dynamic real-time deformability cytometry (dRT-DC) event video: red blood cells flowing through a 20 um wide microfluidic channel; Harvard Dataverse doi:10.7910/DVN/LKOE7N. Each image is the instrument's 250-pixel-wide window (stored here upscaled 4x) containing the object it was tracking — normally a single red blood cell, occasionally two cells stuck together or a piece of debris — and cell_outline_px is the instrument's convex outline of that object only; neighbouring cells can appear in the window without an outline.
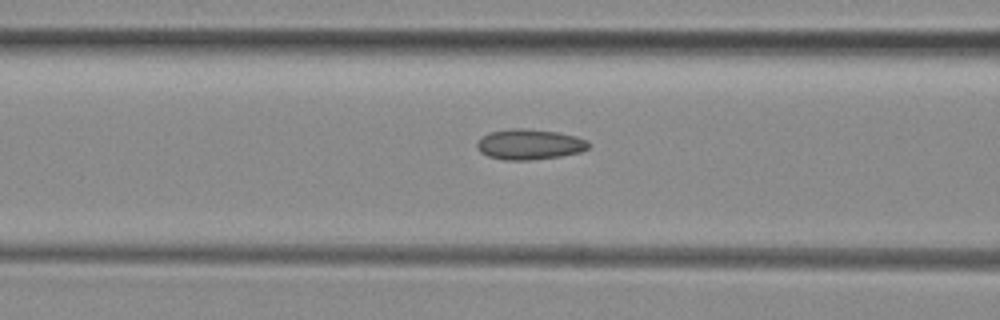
{"species": "common noctule bat (a hibernating species)", "species_latin": "Nyctalus noctula", "temperature_condition": "room temperature", "stored_images_in_passage": 12, "camera_frame_rate_fps": 3000, "um_per_image_px": 0.085, "animal": {"sex": "female", "body_mass_g": 29.2, "forearm_length_mm": 56.3}, "frame": {"image": 1, "passage_image": 10, "time_ms": 3.0, "image_size_px": [1000, 320], "cell_outline_px": [[588, 148], [580, 152], [560, 156], [532, 160], [504, 160], [488, 156], [480, 152], [476, 148], [476, 144], [480, 136], [492, 132], [512, 128], [520, 128], [556, 132], [576, 136], [588, 140]], "centroid_in_image_um": [44.97, 12.28], "position_along_channel_um": 121.6, "area_um2": 19.77}}